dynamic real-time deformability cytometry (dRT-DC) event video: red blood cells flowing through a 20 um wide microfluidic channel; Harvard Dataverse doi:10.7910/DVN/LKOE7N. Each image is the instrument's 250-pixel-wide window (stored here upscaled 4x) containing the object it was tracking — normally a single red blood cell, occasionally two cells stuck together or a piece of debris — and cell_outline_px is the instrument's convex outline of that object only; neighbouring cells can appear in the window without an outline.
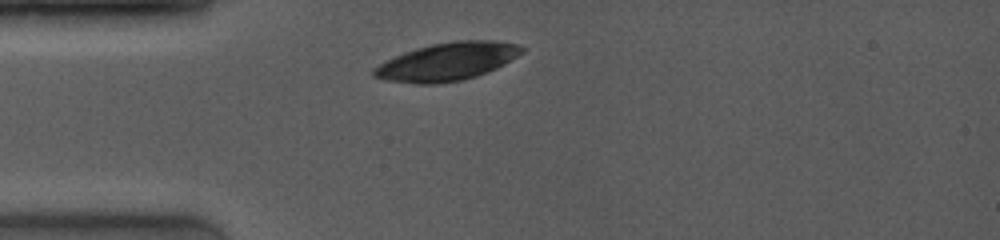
{"species": "common noctule bat (a hibernating species)", "species_latin": "Nyctalus noctula", "temperature_condition": "room temperature", "stored_images_in_passage": 1, "camera_frame_rate_fps": 4000, "um_per_image_px": 0.085, "animal": {"sex": "female", "body_mass_g": 19.0, "forearm_length_mm": 53.3}, "frame": {"image": 1, "passage_image": 1, "time_ms": 0.0, "image_size_px": [1000, 240], "cell_outline_px": [[524, 52], [504, 64], [496, 68], [476, 76], [460, 80], [432, 84], [416, 84], [384, 80], [372, 76], [372, 68], [404, 52], [416, 48], [432, 44], [456, 40], [492, 40], [520, 44], [524, 48]], "centroid_in_image_um": [38.02, 5.23], "position_along_channel_um": 47.0, "area_um2": 32.6}}